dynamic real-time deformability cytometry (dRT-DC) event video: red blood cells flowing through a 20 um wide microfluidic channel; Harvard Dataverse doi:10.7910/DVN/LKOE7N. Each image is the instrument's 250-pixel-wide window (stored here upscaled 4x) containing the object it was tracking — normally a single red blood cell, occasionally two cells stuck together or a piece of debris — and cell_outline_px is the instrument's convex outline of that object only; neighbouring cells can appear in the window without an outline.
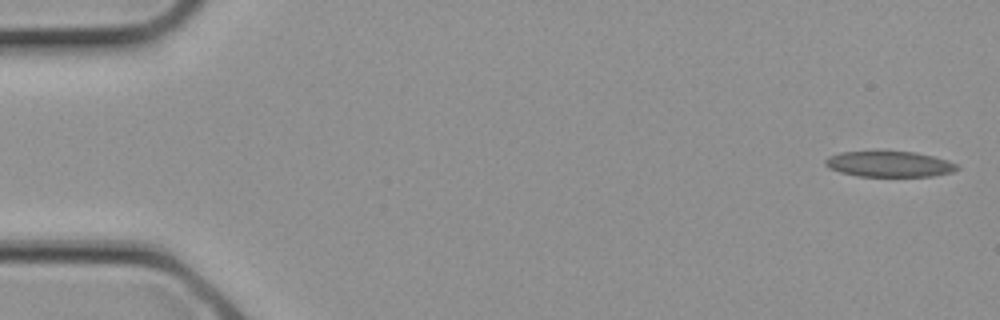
{"species": "common noctule bat (a hibernating species)", "species_latin": "Nyctalus noctula", "temperature_condition": "cold", "stored_images_in_passage": 10, "camera_frame_rate_fps": 3000, "um_per_image_px": 0.085, "animal": {"sex": "female", "body_mass_g": 21.9}, "frame": {"image": 1, "passage_image": 1, "time_ms": 0.0, "image_size_px": [1000, 320], "cell_outline_px": [[960, 168], [952, 172], [932, 176], [860, 176], [840, 172], [828, 168], [824, 164], [824, 160], [828, 156], [840, 152], [884, 148], [916, 152], [948, 160], [960, 164]], "centroid_in_image_um": [75.57, 13.89], "position_along_channel_um": 9.4, "area_um2": 20.81}}
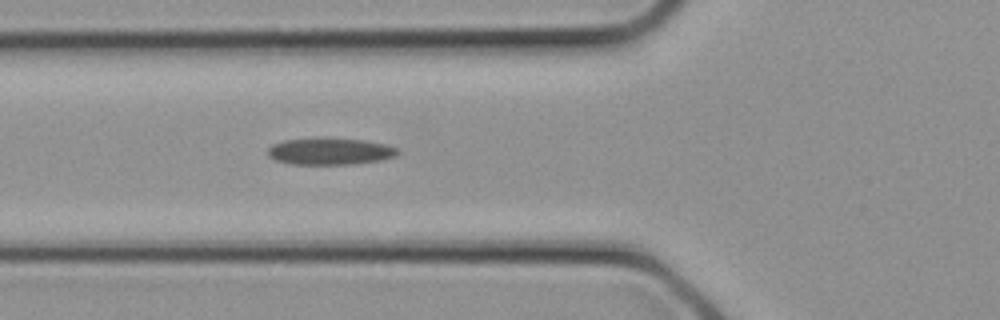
{"frame": {"image": 2, "passage_image": 10, "time_ms": 3.0, "image_size_px": [1000, 320], "cell_outline_px": [[400, 152], [396, 156], [380, 160], [356, 164], [292, 164], [276, 160], [268, 156], [268, 148], [272, 144], [284, 140], [324, 136], [328, 136], [364, 140], [388, 144], [396, 148]], "centroid_in_image_um": [28.06, 12.83], "position_along_channel_um": 97.7, "area_um2": 20.87}}